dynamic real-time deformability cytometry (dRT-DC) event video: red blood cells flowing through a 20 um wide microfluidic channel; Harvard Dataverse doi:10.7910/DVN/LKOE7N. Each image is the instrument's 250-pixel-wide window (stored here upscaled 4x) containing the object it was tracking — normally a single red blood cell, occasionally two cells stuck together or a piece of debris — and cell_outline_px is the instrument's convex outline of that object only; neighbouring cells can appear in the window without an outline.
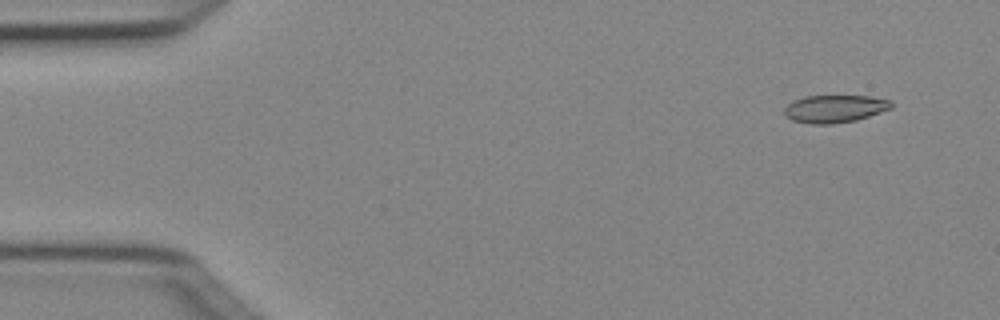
{"species": "Egyptian fruit bat (a non-hibernating species)", "species_latin": "Rousettus aegyptiacus", "temperature_condition": "cold", "stored_images_in_passage": 3, "camera_frame_rate_fps": 3000, "um_per_image_px": 0.085, "animal": {"sex": "female"}, "frame": {"image": 1, "passage_image": 1, "time_ms": 0.0, "image_size_px": [1000, 320], "cell_outline_px": [[892, 108], [856, 120], [832, 124], [812, 124], [792, 120], [784, 116], [784, 108], [788, 104], [804, 96], [868, 96], [892, 100]], "centroid_in_image_um": [70.94, 9.24], "position_along_channel_um": 14.1, "area_um2": 17.17}}
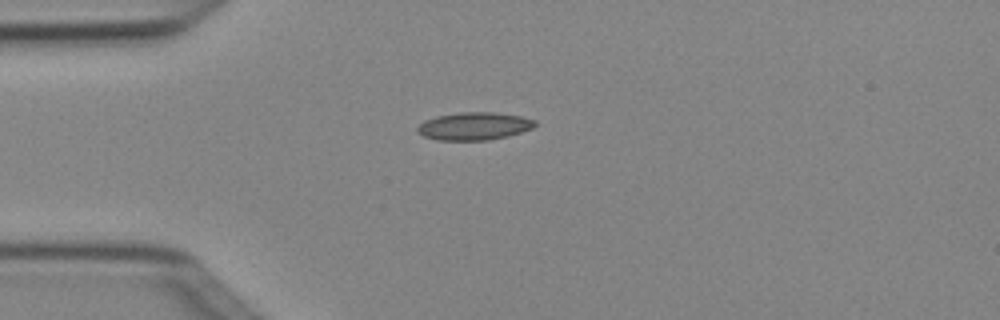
{"frame": {"image": 2, "passage_image": 3, "time_ms": 0.667, "image_size_px": [1000, 320], "cell_outline_px": [[536, 124], [532, 128], [508, 136], [488, 140], [436, 140], [424, 136], [416, 132], [416, 128], [424, 120], [436, 116], [460, 112], [492, 112], [520, 116], [536, 120]], "centroid_in_image_um": [40.27, 10.72], "position_along_channel_um": 44.7, "area_um2": 19.02}}